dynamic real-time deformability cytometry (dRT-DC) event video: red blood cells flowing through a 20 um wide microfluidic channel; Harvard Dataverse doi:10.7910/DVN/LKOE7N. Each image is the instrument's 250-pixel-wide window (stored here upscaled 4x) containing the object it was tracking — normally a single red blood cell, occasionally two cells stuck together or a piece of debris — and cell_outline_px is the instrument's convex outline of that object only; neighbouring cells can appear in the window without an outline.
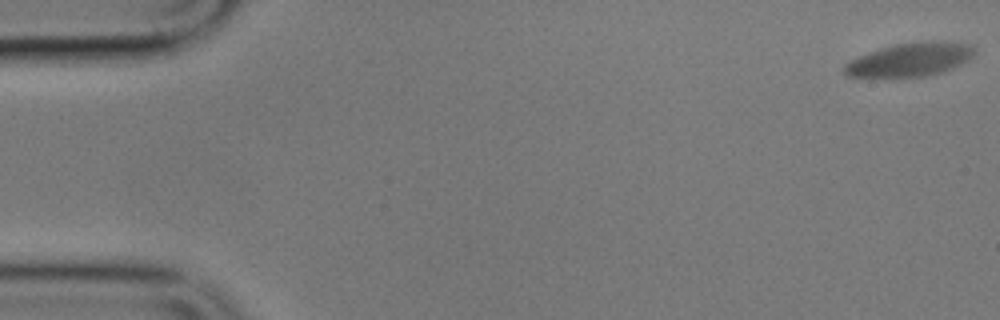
{"species": "common noctule bat (a hibernating species)", "species_latin": "Nyctalus noctula", "temperature_condition": "cold", "stored_images_in_passage": 6, "camera_frame_rate_fps": 3000, "um_per_image_px": 0.085, "animal": {"sex": "male", "body_mass_g": 17.9}, "frame": {"image": 1, "passage_image": 1, "time_ms": 0.0, "image_size_px": [1000, 320], "cell_outline_px": [[976, 52], [968, 60], [944, 72], [928, 76], [888, 80], [848, 76], [844, 72], [844, 64], [868, 52], [880, 48], [896, 44], [920, 40], [944, 40], [972, 44], [976, 48]], "centroid_in_image_um": [77.37, 5.09], "position_along_channel_um": 7.6, "area_um2": 26.7}}
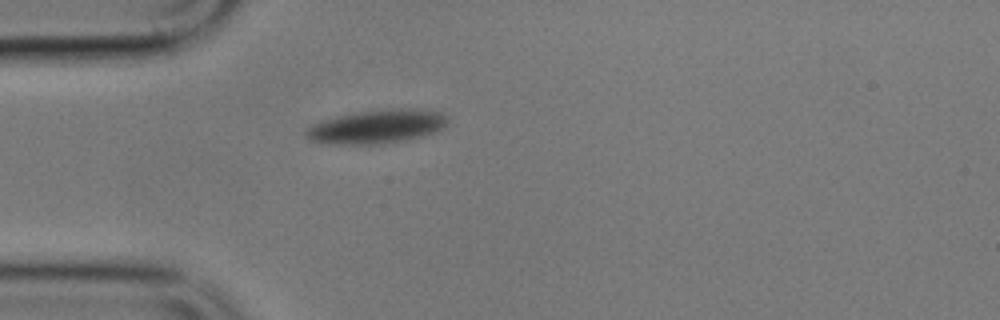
{"frame": {"image": 2, "passage_image": 6, "time_ms": 6.0, "image_size_px": [1000, 320], "cell_outline_px": [[448, 124], [436, 132], [424, 136], [404, 140], [380, 144], [332, 144], [308, 140], [304, 136], [304, 132], [312, 124], [336, 116], [360, 112], [392, 108], [412, 108], [444, 112], [448, 120]], "centroid_in_image_um": [32.06, 10.76], "position_along_channel_um": 52.9, "area_um2": 28.03}}